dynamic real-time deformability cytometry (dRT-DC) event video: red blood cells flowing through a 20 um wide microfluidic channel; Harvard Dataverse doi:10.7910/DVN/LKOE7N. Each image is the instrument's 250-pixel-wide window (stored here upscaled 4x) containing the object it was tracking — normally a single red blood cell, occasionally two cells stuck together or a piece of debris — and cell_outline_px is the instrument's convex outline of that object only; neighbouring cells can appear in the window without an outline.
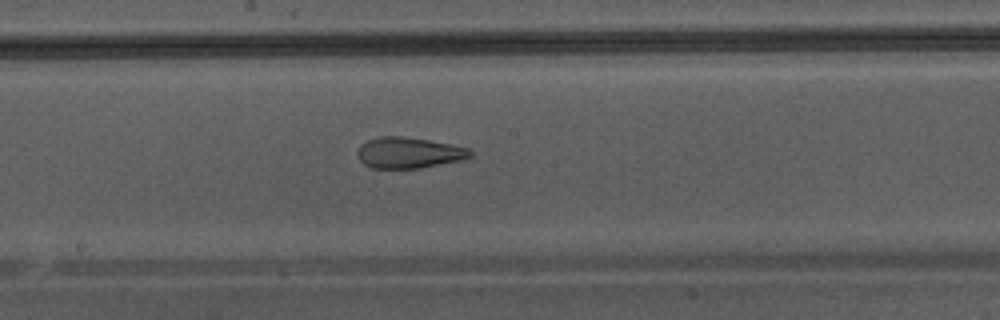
{"species": "Egyptian fruit bat (a non-hibernating species)", "species_latin": "Rousettus aegyptiacus", "temperature_condition": "warm", "stored_images_in_passage": 47, "camera_frame_rate_fps": 3000, "um_per_image_px": 0.085, "animal": {"sex": "male"}, "frame": {"image": 1, "passage_image": 27, "time_ms": 8.667, "image_size_px": [1000, 320], "cell_outline_px": [[472, 156], [464, 160], [420, 168], [372, 168], [364, 164], [360, 160], [356, 152], [360, 144], [368, 140], [380, 136], [404, 136], [452, 144], [468, 148], [472, 152]], "centroid_in_image_um": [34.76, 12.98], "position_along_channel_um": 213.4, "area_um2": 20.52}}